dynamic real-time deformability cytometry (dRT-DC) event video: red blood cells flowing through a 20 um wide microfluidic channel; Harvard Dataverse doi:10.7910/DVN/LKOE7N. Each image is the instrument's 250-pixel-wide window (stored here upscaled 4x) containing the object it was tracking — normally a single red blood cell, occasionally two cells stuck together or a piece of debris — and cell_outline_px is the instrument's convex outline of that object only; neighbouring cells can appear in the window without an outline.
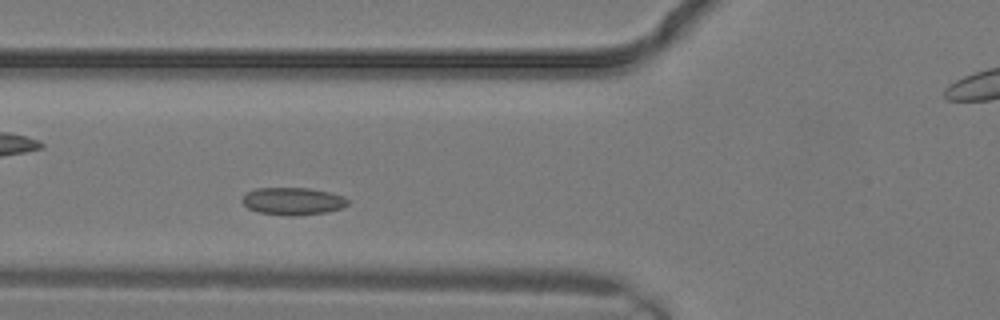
{"species": "common noctule bat (a hibernating species)", "species_latin": "Nyctalus noctula", "temperature_condition": "warm", "stored_images_in_passage": 29, "camera_frame_rate_fps": 3000, "um_per_image_px": 0.085, "animal": {"sex": "male", "body_mass_g": 19.2, "forearm_length_mm": 51.8}, "frame": {"image": 1, "passage_image": 11, "time_ms": 3.333, "image_size_px": [1000, 320], "cell_outline_px": [[348, 204], [344, 208], [328, 212], [292, 216], [260, 212], [248, 208], [240, 200], [248, 192], [256, 188], [308, 188], [328, 192], [344, 196], [348, 200]], "centroid_in_image_um": [24.92, 17.1], "position_along_channel_um": 100.9, "area_um2": 16.82}}
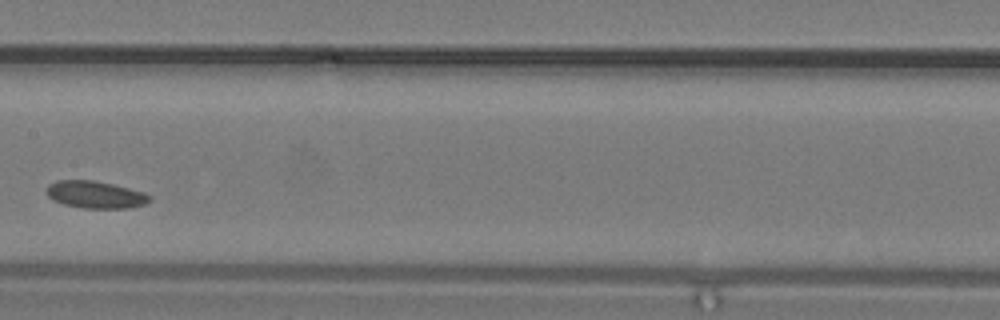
{"frame": {"image": 2, "passage_image": 15, "time_ms": 4.667, "image_size_px": [1000, 320], "cell_outline_px": [[152, 200], [144, 204], [128, 208], [84, 208], [64, 204], [52, 200], [48, 196], [48, 184], [56, 180], [92, 180], [112, 184], [144, 192], [152, 196]], "centroid_in_image_um": [8.12, 16.54], "position_along_channel_um": 199.3, "area_um2": 16.3}}
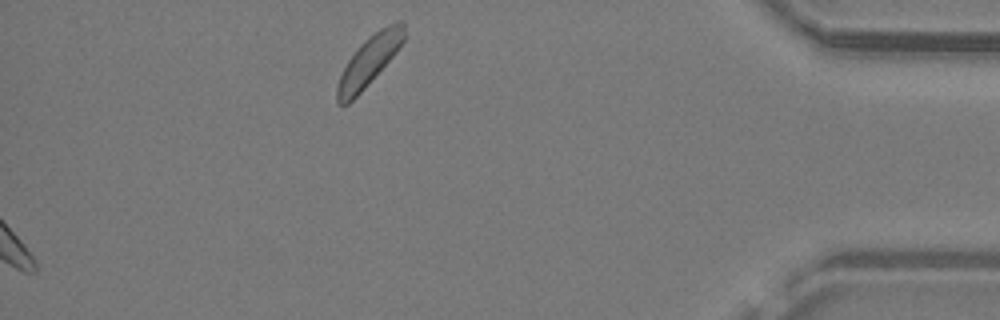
{"frame": {"image": 3, "passage_image": 29, "time_ms": 9.333, "image_size_px": [1000, 320], "cell_outline_px": [[408, 36], [396, 52], [364, 88], [348, 104], [336, 104], [336, 84], [348, 60], [360, 44], [368, 36], [380, 28], [396, 20], [404, 20]], "centroid_in_image_um": [31.41, 5.11], "position_along_channel_um": 403.8, "area_um2": 19.54}}